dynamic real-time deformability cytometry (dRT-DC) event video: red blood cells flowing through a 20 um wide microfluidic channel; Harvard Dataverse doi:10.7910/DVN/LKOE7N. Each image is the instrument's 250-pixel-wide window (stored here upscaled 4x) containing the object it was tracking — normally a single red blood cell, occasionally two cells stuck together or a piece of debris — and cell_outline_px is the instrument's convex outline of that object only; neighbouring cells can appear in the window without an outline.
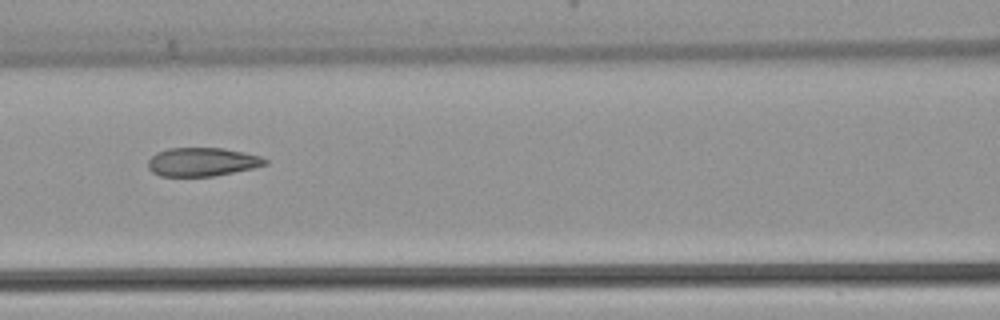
{"species": "common noctule bat (a hibernating species)", "species_latin": "Nyctalus noctula", "temperature_condition": "warm", "stored_images_in_passage": 7, "camera_frame_rate_fps": 3000, "um_per_image_px": 0.085, "animal": {"sex": "female", "body_mass_g": 22.7, "forearm_length_mm": 54.2}, "frame": {"image": 1, "passage_image": 6, "time_ms": 1.667, "image_size_px": [1000, 320], "cell_outline_px": [[268, 164], [252, 168], [212, 176], [160, 176], [152, 172], [148, 168], [148, 160], [156, 152], [168, 148], [224, 148], [244, 152], [260, 156], [268, 160]], "centroid_in_image_um": [17.17, 13.75], "position_along_channel_um": 149.4, "area_um2": 19.48}}
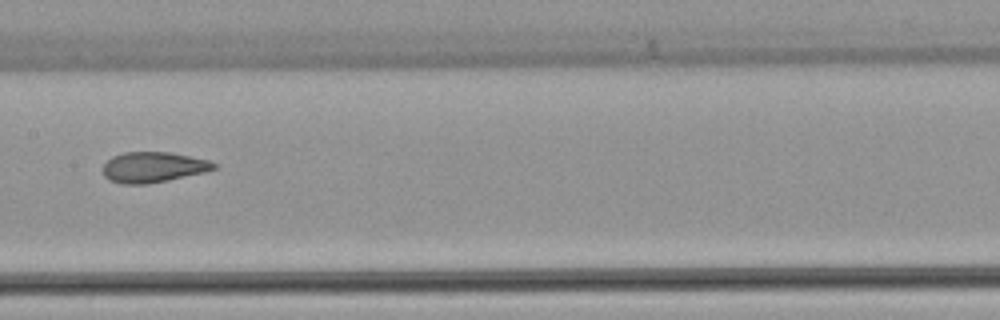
{"frame": {"image": 2, "passage_image": 7, "time_ms": 2.0, "image_size_px": [1000, 320], "cell_outline_px": [[216, 168], [204, 172], [168, 180], [148, 184], [120, 184], [108, 180], [104, 176], [104, 164], [112, 156], [124, 152], [168, 152], [208, 160], [216, 164]], "centroid_in_image_um": [12.98, 14.22], "position_along_channel_um": 194.4, "area_um2": 19.59}}